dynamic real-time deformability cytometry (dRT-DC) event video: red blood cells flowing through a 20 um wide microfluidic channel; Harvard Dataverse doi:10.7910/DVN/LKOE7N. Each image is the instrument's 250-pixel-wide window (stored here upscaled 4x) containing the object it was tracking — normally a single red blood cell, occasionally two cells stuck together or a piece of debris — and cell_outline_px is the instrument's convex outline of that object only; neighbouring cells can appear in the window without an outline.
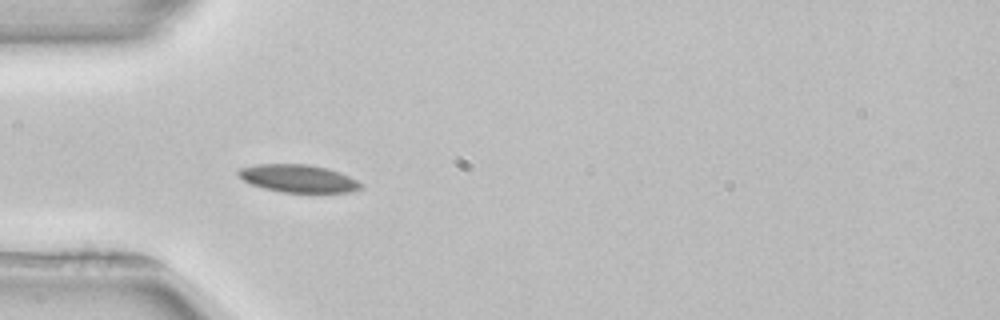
{"species": "common noctule bat (a hibernating species)", "species_latin": "Nyctalus noctula", "temperature_condition": "room temperature", "stored_images_in_passage": 52, "camera_frame_rate_fps": 3000, "um_per_image_px": 0.085, "animal": {"sex": "female", "body_mass_g": 22.7, "forearm_length_mm": 54.2}, "frame": {"image": 1, "passage_image": 16, "time_ms": 5.0, "image_size_px": [1000, 320], "cell_outline_px": [[364, 188], [348, 192], [280, 192], [264, 188], [252, 184], [244, 180], [236, 172], [240, 168], [256, 164], [308, 164], [328, 168], [340, 172], [364, 184]], "centroid_in_image_um": [25.37, 15.16], "position_along_channel_um": 59.6, "area_um2": 19.77}, "authors_computed_cell_mechanics": {"area_um2": 18.8139, "velocity_mm_per_s": 3.9097, "shape_relaxation_time_tau1_ms": 8.0602, "shape_relaxation_time_tau2_ms": null, "deformation_change_tau1": 0.0941, "deformation_change_tau2": null}}